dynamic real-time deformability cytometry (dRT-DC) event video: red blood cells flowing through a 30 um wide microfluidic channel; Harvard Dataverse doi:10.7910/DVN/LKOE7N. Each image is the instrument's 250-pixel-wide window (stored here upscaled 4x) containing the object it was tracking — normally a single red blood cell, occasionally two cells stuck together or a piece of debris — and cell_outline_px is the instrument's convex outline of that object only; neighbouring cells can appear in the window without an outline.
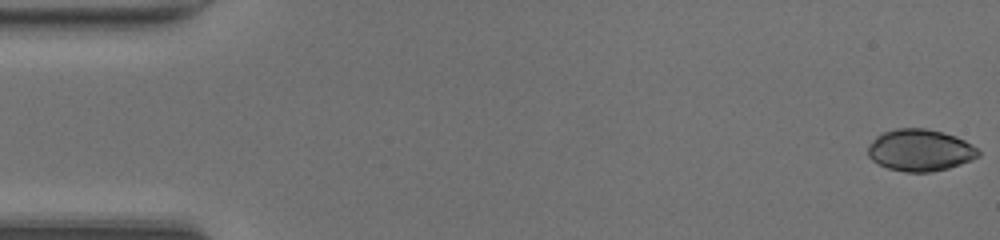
{"species": "common noctule bat (a hibernating species)", "species_latin": "Nyctalus noctula", "temperature_condition": "room temperature", "stored_images_in_passage": 48, "camera_frame_rate_fps": 3000, "um_per_image_px": 0.085, "animal": {"sex": "female", "body_mass_g": 20.0, "forearm_length_mm": 54.0}, "frame": {"image": 1, "passage_image": 1, "time_ms": 0.0, "image_size_px": [1000, 240], "cell_outline_px": [[980, 156], [972, 160], [948, 168], [932, 172], [904, 172], [888, 168], [872, 160], [868, 156], [868, 148], [872, 140], [876, 136], [884, 132], [896, 128], [924, 128], [956, 136], [972, 144], [980, 152]], "centroid_in_image_um": [78.21, 12.77], "position_along_channel_um": 6.8, "area_um2": 26.88}}
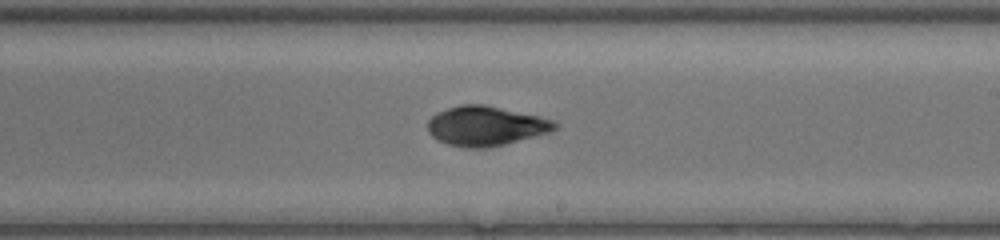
{"frame": {"image": 2, "passage_image": 28, "time_ms": 9.0, "image_size_px": [1000, 240], "cell_outline_px": [[560, 124], [552, 132], [488, 148], [464, 148], [448, 144], [436, 140], [428, 132], [428, 120], [436, 112], [460, 104], [484, 104], [540, 116], [556, 120]], "centroid_in_image_um": [41.31, 10.7], "position_along_channel_um": 247.7, "area_um2": 29.71}}
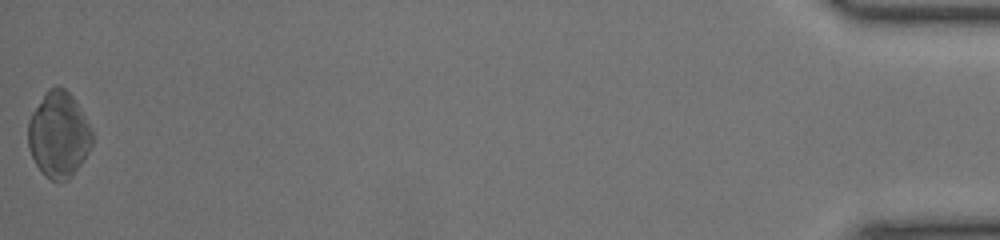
{"frame": {"image": 3, "passage_image": 48, "time_ms": 15.667, "image_size_px": [1000, 240], "cell_outline_px": [[92, 144], [84, 160], [72, 176], [68, 180], [52, 180], [44, 176], [36, 164], [28, 148], [28, 120], [32, 112], [44, 92], [48, 88], [56, 84], [64, 88], [72, 96], [80, 108], [92, 132]], "centroid_in_image_um": [4.97, 11.43], "position_along_channel_um": 430.2, "area_um2": 32.08}, "authors_computed_cell_mechanics": {"area_um2": 28.9, "velocity_mm_per_s": 4.2989, "shape_relaxation_time_tau1_ms": 4.968, "shape_relaxation_time_tau2_ms": 1.3869, "deformation_change_tau1": 0.1927, "deformation_change_tau2": 0.0457}}